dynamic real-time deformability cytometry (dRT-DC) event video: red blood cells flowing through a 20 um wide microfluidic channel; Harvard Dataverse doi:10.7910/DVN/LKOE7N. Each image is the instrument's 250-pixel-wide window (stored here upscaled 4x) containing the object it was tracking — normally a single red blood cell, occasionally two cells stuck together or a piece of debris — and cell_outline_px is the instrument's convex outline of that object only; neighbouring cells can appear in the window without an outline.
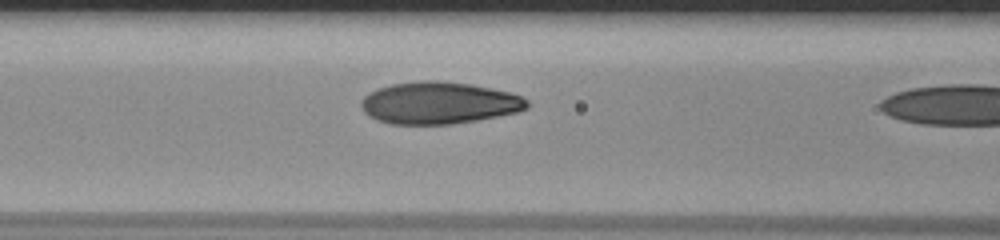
{"species": "human", "species_latin": "Homo sapiens", "temperature_condition": "room temperature", "stored_images_in_passage": 18, "camera_frame_rate_fps": 3000, "um_per_image_px": 0.085, "donor": {"sex": "male"}, "frame": {"image": 1, "passage_image": 17, "time_ms": 5.333, "image_size_px": [1000, 240], "cell_outline_px": [[528, 108], [516, 112], [476, 120], [452, 124], [388, 124], [376, 120], [368, 116], [364, 112], [360, 104], [364, 96], [380, 88], [392, 84], [428, 80], [432, 80], [468, 84], [508, 92], [520, 96], [528, 100]], "centroid_in_image_um": [37.28, 8.77], "position_along_channel_um": 129.3, "area_um2": 40.17}}